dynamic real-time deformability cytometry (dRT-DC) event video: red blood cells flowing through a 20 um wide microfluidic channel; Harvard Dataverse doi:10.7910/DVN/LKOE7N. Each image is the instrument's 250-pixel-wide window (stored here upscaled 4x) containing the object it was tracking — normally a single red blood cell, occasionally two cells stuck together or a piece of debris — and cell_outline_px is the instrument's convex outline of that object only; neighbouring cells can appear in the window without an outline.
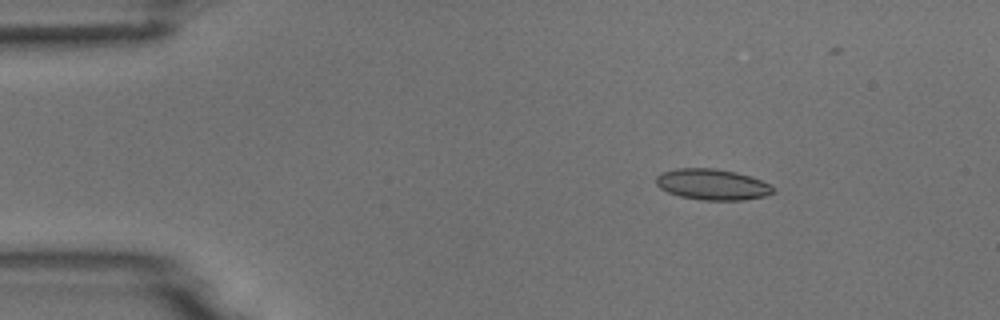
{"species": "common noctule bat (a hibernating species)", "species_latin": "Nyctalus noctula", "temperature_condition": "room temperature", "stored_images_in_passage": 5, "camera_frame_rate_fps": 3000, "um_per_image_px": 0.085, "animal": {"sex": "male", "body_mass_g": 18.8}, "frame": {"image": 1, "passage_image": 3, "time_ms": 2.333, "image_size_px": [1000, 320], "cell_outline_px": [[776, 192], [764, 196], [744, 200], [700, 200], [680, 196], [668, 192], [660, 188], [656, 184], [656, 176], [660, 172], [676, 168], [716, 168], [736, 172], [760, 180], [776, 188]], "centroid_in_image_um": [60.53, 15.67], "position_along_channel_um": 24.5, "area_um2": 21.21}}